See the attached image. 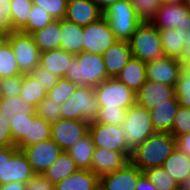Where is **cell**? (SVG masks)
<instances>
[{
    "label": "cell",
    "instance_id": "1",
    "mask_svg": "<svg viewBox=\"0 0 190 190\" xmlns=\"http://www.w3.org/2000/svg\"><path fill=\"white\" fill-rule=\"evenodd\" d=\"M175 147L176 138L171 133L156 132L132 151L130 162L142 172L163 166Z\"/></svg>",
    "mask_w": 190,
    "mask_h": 190
},
{
    "label": "cell",
    "instance_id": "2",
    "mask_svg": "<svg viewBox=\"0 0 190 190\" xmlns=\"http://www.w3.org/2000/svg\"><path fill=\"white\" fill-rule=\"evenodd\" d=\"M64 78L70 79L77 86L95 88L110 77L102 55L83 51L72 58Z\"/></svg>",
    "mask_w": 190,
    "mask_h": 190
},
{
    "label": "cell",
    "instance_id": "3",
    "mask_svg": "<svg viewBox=\"0 0 190 190\" xmlns=\"http://www.w3.org/2000/svg\"><path fill=\"white\" fill-rule=\"evenodd\" d=\"M132 55L148 62L164 57L159 30L150 22H141L128 40Z\"/></svg>",
    "mask_w": 190,
    "mask_h": 190
},
{
    "label": "cell",
    "instance_id": "4",
    "mask_svg": "<svg viewBox=\"0 0 190 190\" xmlns=\"http://www.w3.org/2000/svg\"><path fill=\"white\" fill-rule=\"evenodd\" d=\"M61 118L95 122L98 102L94 88L77 86L76 90L61 105Z\"/></svg>",
    "mask_w": 190,
    "mask_h": 190
},
{
    "label": "cell",
    "instance_id": "5",
    "mask_svg": "<svg viewBox=\"0 0 190 190\" xmlns=\"http://www.w3.org/2000/svg\"><path fill=\"white\" fill-rule=\"evenodd\" d=\"M122 131L128 148L133 151L147 138L156 133L148 109L135 103L126 110Z\"/></svg>",
    "mask_w": 190,
    "mask_h": 190
},
{
    "label": "cell",
    "instance_id": "6",
    "mask_svg": "<svg viewBox=\"0 0 190 190\" xmlns=\"http://www.w3.org/2000/svg\"><path fill=\"white\" fill-rule=\"evenodd\" d=\"M117 40L128 41L141 20L129 0H119L103 12Z\"/></svg>",
    "mask_w": 190,
    "mask_h": 190
},
{
    "label": "cell",
    "instance_id": "7",
    "mask_svg": "<svg viewBox=\"0 0 190 190\" xmlns=\"http://www.w3.org/2000/svg\"><path fill=\"white\" fill-rule=\"evenodd\" d=\"M94 91L99 107L127 110L136 103V93L116 77L103 81Z\"/></svg>",
    "mask_w": 190,
    "mask_h": 190
},
{
    "label": "cell",
    "instance_id": "8",
    "mask_svg": "<svg viewBox=\"0 0 190 190\" xmlns=\"http://www.w3.org/2000/svg\"><path fill=\"white\" fill-rule=\"evenodd\" d=\"M22 74H30L38 65L41 51L31 34L15 31L6 35Z\"/></svg>",
    "mask_w": 190,
    "mask_h": 190
},
{
    "label": "cell",
    "instance_id": "9",
    "mask_svg": "<svg viewBox=\"0 0 190 190\" xmlns=\"http://www.w3.org/2000/svg\"><path fill=\"white\" fill-rule=\"evenodd\" d=\"M83 35V51L99 55H102L117 41L108 21L104 17L83 27Z\"/></svg>",
    "mask_w": 190,
    "mask_h": 190
},
{
    "label": "cell",
    "instance_id": "10",
    "mask_svg": "<svg viewBox=\"0 0 190 190\" xmlns=\"http://www.w3.org/2000/svg\"><path fill=\"white\" fill-rule=\"evenodd\" d=\"M89 124L85 120L61 118L51 123V139L62 151H67L89 133Z\"/></svg>",
    "mask_w": 190,
    "mask_h": 190
},
{
    "label": "cell",
    "instance_id": "11",
    "mask_svg": "<svg viewBox=\"0 0 190 190\" xmlns=\"http://www.w3.org/2000/svg\"><path fill=\"white\" fill-rule=\"evenodd\" d=\"M89 134L92 137L95 147L108 149L115 152H132L122 131V125L102 124L91 122Z\"/></svg>",
    "mask_w": 190,
    "mask_h": 190
},
{
    "label": "cell",
    "instance_id": "12",
    "mask_svg": "<svg viewBox=\"0 0 190 190\" xmlns=\"http://www.w3.org/2000/svg\"><path fill=\"white\" fill-rule=\"evenodd\" d=\"M34 175L35 172L23 150L18 149L15 145L5 147L3 184L11 182H22L26 184Z\"/></svg>",
    "mask_w": 190,
    "mask_h": 190
},
{
    "label": "cell",
    "instance_id": "13",
    "mask_svg": "<svg viewBox=\"0 0 190 190\" xmlns=\"http://www.w3.org/2000/svg\"><path fill=\"white\" fill-rule=\"evenodd\" d=\"M35 174H43L62 153L61 148L50 138L22 149Z\"/></svg>",
    "mask_w": 190,
    "mask_h": 190
},
{
    "label": "cell",
    "instance_id": "14",
    "mask_svg": "<svg viewBox=\"0 0 190 190\" xmlns=\"http://www.w3.org/2000/svg\"><path fill=\"white\" fill-rule=\"evenodd\" d=\"M175 96V86L147 80L136 92V103L152 110L161 103H168Z\"/></svg>",
    "mask_w": 190,
    "mask_h": 190
},
{
    "label": "cell",
    "instance_id": "15",
    "mask_svg": "<svg viewBox=\"0 0 190 190\" xmlns=\"http://www.w3.org/2000/svg\"><path fill=\"white\" fill-rule=\"evenodd\" d=\"M132 152H115L95 147L91 161V171L101 177L121 170L130 162Z\"/></svg>",
    "mask_w": 190,
    "mask_h": 190
},
{
    "label": "cell",
    "instance_id": "16",
    "mask_svg": "<svg viewBox=\"0 0 190 190\" xmlns=\"http://www.w3.org/2000/svg\"><path fill=\"white\" fill-rule=\"evenodd\" d=\"M181 73V64L177 58L164 56L146 62L147 80L176 86Z\"/></svg>",
    "mask_w": 190,
    "mask_h": 190
},
{
    "label": "cell",
    "instance_id": "17",
    "mask_svg": "<svg viewBox=\"0 0 190 190\" xmlns=\"http://www.w3.org/2000/svg\"><path fill=\"white\" fill-rule=\"evenodd\" d=\"M188 15L190 9L184 4H162L150 23L158 30H180L186 24Z\"/></svg>",
    "mask_w": 190,
    "mask_h": 190
},
{
    "label": "cell",
    "instance_id": "18",
    "mask_svg": "<svg viewBox=\"0 0 190 190\" xmlns=\"http://www.w3.org/2000/svg\"><path fill=\"white\" fill-rule=\"evenodd\" d=\"M143 172L128 162L121 170L100 177L104 190H136L139 177Z\"/></svg>",
    "mask_w": 190,
    "mask_h": 190
},
{
    "label": "cell",
    "instance_id": "19",
    "mask_svg": "<svg viewBox=\"0 0 190 190\" xmlns=\"http://www.w3.org/2000/svg\"><path fill=\"white\" fill-rule=\"evenodd\" d=\"M103 17V12L91 0H68L64 19L85 27Z\"/></svg>",
    "mask_w": 190,
    "mask_h": 190
},
{
    "label": "cell",
    "instance_id": "20",
    "mask_svg": "<svg viewBox=\"0 0 190 190\" xmlns=\"http://www.w3.org/2000/svg\"><path fill=\"white\" fill-rule=\"evenodd\" d=\"M107 74L117 77L122 68L133 57L128 41L117 40L102 54Z\"/></svg>",
    "mask_w": 190,
    "mask_h": 190
},
{
    "label": "cell",
    "instance_id": "21",
    "mask_svg": "<svg viewBox=\"0 0 190 190\" xmlns=\"http://www.w3.org/2000/svg\"><path fill=\"white\" fill-rule=\"evenodd\" d=\"M163 168L178 184L190 185V157L177 146L164 161Z\"/></svg>",
    "mask_w": 190,
    "mask_h": 190
},
{
    "label": "cell",
    "instance_id": "22",
    "mask_svg": "<svg viewBox=\"0 0 190 190\" xmlns=\"http://www.w3.org/2000/svg\"><path fill=\"white\" fill-rule=\"evenodd\" d=\"M179 107V101L175 96L173 99L168 100V103H161L152 110H149L151 122L156 132H171L174 118Z\"/></svg>",
    "mask_w": 190,
    "mask_h": 190
},
{
    "label": "cell",
    "instance_id": "23",
    "mask_svg": "<svg viewBox=\"0 0 190 190\" xmlns=\"http://www.w3.org/2000/svg\"><path fill=\"white\" fill-rule=\"evenodd\" d=\"M100 184V177L91 170L78 169L54 185V190H94Z\"/></svg>",
    "mask_w": 190,
    "mask_h": 190
},
{
    "label": "cell",
    "instance_id": "24",
    "mask_svg": "<svg viewBox=\"0 0 190 190\" xmlns=\"http://www.w3.org/2000/svg\"><path fill=\"white\" fill-rule=\"evenodd\" d=\"M116 78L136 93L147 81L146 62L132 57Z\"/></svg>",
    "mask_w": 190,
    "mask_h": 190
},
{
    "label": "cell",
    "instance_id": "25",
    "mask_svg": "<svg viewBox=\"0 0 190 190\" xmlns=\"http://www.w3.org/2000/svg\"><path fill=\"white\" fill-rule=\"evenodd\" d=\"M83 27L66 19L61 20L60 49L77 55L83 52Z\"/></svg>",
    "mask_w": 190,
    "mask_h": 190
},
{
    "label": "cell",
    "instance_id": "26",
    "mask_svg": "<svg viewBox=\"0 0 190 190\" xmlns=\"http://www.w3.org/2000/svg\"><path fill=\"white\" fill-rule=\"evenodd\" d=\"M74 56V54L62 49L43 51L41 52L39 65L62 78L65 77L67 68Z\"/></svg>",
    "mask_w": 190,
    "mask_h": 190
},
{
    "label": "cell",
    "instance_id": "27",
    "mask_svg": "<svg viewBox=\"0 0 190 190\" xmlns=\"http://www.w3.org/2000/svg\"><path fill=\"white\" fill-rule=\"evenodd\" d=\"M32 37L41 52L60 49L61 20H53L44 28L33 32Z\"/></svg>",
    "mask_w": 190,
    "mask_h": 190
},
{
    "label": "cell",
    "instance_id": "28",
    "mask_svg": "<svg viewBox=\"0 0 190 190\" xmlns=\"http://www.w3.org/2000/svg\"><path fill=\"white\" fill-rule=\"evenodd\" d=\"M95 150L92 137L88 133L83 138L76 141V143L66 152L74 160L78 169L91 170L92 155Z\"/></svg>",
    "mask_w": 190,
    "mask_h": 190
},
{
    "label": "cell",
    "instance_id": "29",
    "mask_svg": "<svg viewBox=\"0 0 190 190\" xmlns=\"http://www.w3.org/2000/svg\"><path fill=\"white\" fill-rule=\"evenodd\" d=\"M78 170L74 160L62 151L57 160L43 173L54 185Z\"/></svg>",
    "mask_w": 190,
    "mask_h": 190
},
{
    "label": "cell",
    "instance_id": "30",
    "mask_svg": "<svg viewBox=\"0 0 190 190\" xmlns=\"http://www.w3.org/2000/svg\"><path fill=\"white\" fill-rule=\"evenodd\" d=\"M51 138V123L36 116L30 121L29 137H25L18 145V149L39 143Z\"/></svg>",
    "mask_w": 190,
    "mask_h": 190
},
{
    "label": "cell",
    "instance_id": "31",
    "mask_svg": "<svg viewBox=\"0 0 190 190\" xmlns=\"http://www.w3.org/2000/svg\"><path fill=\"white\" fill-rule=\"evenodd\" d=\"M165 56L177 58L184 46V33L182 29L159 30Z\"/></svg>",
    "mask_w": 190,
    "mask_h": 190
},
{
    "label": "cell",
    "instance_id": "32",
    "mask_svg": "<svg viewBox=\"0 0 190 190\" xmlns=\"http://www.w3.org/2000/svg\"><path fill=\"white\" fill-rule=\"evenodd\" d=\"M19 95L36 108L47 96V92L39 81L33 78L30 74H24Z\"/></svg>",
    "mask_w": 190,
    "mask_h": 190
},
{
    "label": "cell",
    "instance_id": "33",
    "mask_svg": "<svg viewBox=\"0 0 190 190\" xmlns=\"http://www.w3.org/2000/svg\"><path fill=\"white\" fill-rule=\"evenodd\" d=\"M35 107L29 104L20 95L9 98L0 97V115L7 117L8 120L17 113L36 114Z\"/></svg>",
    "mask_w": 190,
    "mask_h": 190
},
{
    "label": "cell",
    "instance_id": "34",
    "mask_svg": "<svg viewBox=\"0 0 190 190\" xmlns=\"http://www.w3.org/2000/svg\"><path fill=\"white\" fill-rule=\"evenodd\" d=\"M22 74L13 49L5 39L0 45V79Z\"/></svg>",
    "mask_w": 190,
    "mask_h": 190
},
{
    "label": "cell",
    "instance_id": "35",
    "mask_svg": "<svg viewBox=\"0 0 190 190\" xmlns=\"http://www.w3.org/2000/svg\"><path fill=\"white\" fill-rule=\"evenodd\" d=\"M36 114L17 113L10 119V130L13 143L17 146L25 137H29L30 121H33Z\"/></svg>",
    "mask_w": 190,
    "mask_h": 190
},
{
    "label": "cell",
    "instance_id": "36",
    "mask_svg": "<svg viewBox=\"0 0 190 190\" xmlns=\"http://www.w3.org/2000/svg\"><path fill=\"white\" fill-rule=\"evenodd\" d=\"M54 18L42 7L33 4L28 22L19 30L23 33L32 34L51 23Z\"/></svg>",
    "mask_w": 190,
    "mask_h": 190
},
{
    "label": "cell",
    "instance_id": "37",
    "mask_svg": "<svg viewBox=\"0 0 190 190\" xmlns=\"http://www.w3.org/2000/svg\"><path fill=\"white\" fill-rule=\"evenodd\" d=\"M32 5L31 0H11L12 24L17 31L28 22Z\"/></svg>",
    "mask_w": 190,
    "mask_h": 190
},
{
    "label": "cell",
    "instance_id": "38",
    "mask_svg": "<svg viewBox=\"0 0 190 190\" xmlns=\"http://www.w3.org/2000/svg\"><path fill=\"white\" fill-rule=\"evenodd\" d=\"M143 173L159 190H171L178 185L163 166L149 168Z\"/></svg>",
    "mask_w": 190,
    "mask_h": 190
},
{
    "label": "cell",
    "instance_id": "39",
    "mask_svg": "<svg viewBox=\"0 0 190 190\" xmlns=\"http://www.w3.org/2000/svg\"><path fill=\"white\" fill-rule=\"evenodd\" d=\"M141 22H151L162 5L161 0H129Z\"/></svg>",
    "mask_w": 190,
    "mask_h": 190
},
{
    "label": "cell",
    "instance_id": "40",
    "mask_svg": "<svg viewBox=\"0 0 190 190\" xmlns=\"http://www.w3.org/2000/svg\"><path fill=\"white\" fill-rule=\"evenodd\" d=\"M77 85L70 79L64 77L58 80V83L50 89L47 97L53 99L55 103L62 104L76 90Z\"/></svg>",
    "mask_w": 190,
    "mask_h": 190
},
{
    "label": "cell",
    "instance_id": "41",
    "mask_svg": "<svg viewBox=\"0 0 190 190\" xmlns=\"http://www.w3.org/2000/svg\"><path fill=\"white\" fill-rule=\"evenodd\" d=\"M61 104L55 103L53 99L47 96L35 108L36 116L52 123L61 119Z\"/></svg>",
    "mask_w": 190,
    "mask_h": 190
},
{
    "label": "cell",
    "instance_id": "42",
    "mask_svg": "<svg viewBox=\"0 0 190 190\" xmlns=\"http://www.w3.org/2000/svg\"><path fill=\"white\" fill-rule=\"evenodd\" d=\"M176 139L190 133V108L179 107L170 132Z\"/></svg>",
    "mask_w": 190,
    "mask_h": 190
},
{
    "label": "cell",
    "instance_id": "43",
    "mask_svg": "<svg viewBox=\"0 0 190 190\" xmlns=\"http://www.w3.org/2000/svg\"><path fill=\"white\" fill-rule=\"evenodd\" d=\"M33 4L42 7L55 20H62L66 14L68 0H31Z\"/></svg>",
    "mask_w": 190,
    "mask_h": 190
},
{
    "label": "cell",
    "instance_id": "44",
    "mask_svg": "<svg viewBox=\"0 0 190 190\" xmlns=\"http://www.w3.org/2000/svg\"><path fill=\"white\" fill-rule=\"evenodd\" d=\"M125 114V109H107V107H99L95 122L115 126L122 125Z\"/></svg>",
    "mask_w": 190,
    "mask_h": 190
},
{
    "label": "cell",
    "instance_id": "45",
    "mask_svg": "<svg viewBox=\"0 0 190 190\" xmlns=\"http://www.w3.org/2000/svg\"><path fill=\"white\" fill-rule=\"evenodd\" d=\"M24 74L0 79V97L9 98L20 94Z\"/></svg>",
    "mask_w": 190,
    "mask_h": 190
},
{
    "label": "cell",
    "instance_id": "46",
    "mask_svg": "<svg viewBox=\"0 0 190 190\" xmlns=\"http://www.w3.org/2000/svg\"><path fill=\"white\" fill-rule=\"evenodd\" d=\"M175 92L179 105L184 108H190V78L182 72L177 80Z\"/></svg>",
    "mask_w": 190,
    "mask_h": 190
},
{
    "label": "cell",
    "instance_id": "47",
    "mask_svg": "<svg viewBox=\"0 0 190 190\" xmlns=\"http://www.w3.org/2000/svg\"><path fill=\"white\" fill-rule=\"evenodd\" d=\"M30 75L39 81L43 85L45 91L48 93L52 87H54L60 77L56 76L54 73L38 65Z\"/></svg>",
    "mask_w": 190,
    "mask_h": 190
},
{
    "label": "cell",
    "instance_id": "48",
    "mask_svg": "<svg viewBox=\"0 0 190 190\" xmlns=\"http://www.w3.org/2000/svg\"><path fill=\"white\" fill-rule=\"evenodd\" d=\"M11 0H0V31L5 35L17 31L12 24Z\"/></svg>",
    "mask_w": 190,
    "mask_h": 190
},
{
    "label": "cell",
    "instance_id": "49",
    "mask_svg": "<svg viewBox=\"0 0 190 190\" xmlns=\"http://www.w3.org/2000/svg\"><path fill=\"white\" fill-rule=\"evenodd\" d=\"M182 32L184 33V46L180 55L177 57L181 65L190 61V15L187 16L186 24L182 28Z\"/></svg>",
    "mask_w": 190,
    "mask_h": 190
},
{
    "label": "cell",
    "instance_id": "50",
    "mask_svg": "<svg viewBox=\"0 0 190 190\" xmlns=\"http://www.w3.org/2000/svg\"><path fill=\"white\" fill-rule=\"evenodd\" d=\"M26 190H54V184L48 180L43 174H35L25 184Z\"/></svg>",
    "mask_w": 190,
    "mask_h": 190
},
{
    "label": "cell",
    "instance_id": "51",
    "mask_svg": "<svg viewBox=\"0 0 190 190\" xmlns=\"http://www.w3.org/2000/svg\"><path fill=\"white\" fill-rule=\"evenodd\" d=\"M13 139L10 130V120L0 115V148L13 146Z\"/></svg>",
    "mask_w": 190,
    "mask_h": 190
},
{
    "label": "cell",
    "instance_id": "52",
    "mask_svg": "<svg viewBox=\"0 0 190 190\" xmlns=\"http://www.w3.org/2000/svg\"><path fill=\"white\" fill-rule=\"evenodd\" d=\"M176 146L185 154L190 157V133L185 135H180L176 139Z\"/></svg>",
    "mask_w": 190,
    "mask_h": 190
},
{
    "label": "cell",
    "instance_id": "53",
    "mask_svg": "<svg viewBox=\"0 0 190 190\" xmlns=\"http://www.w3.org/2000/svg\"><path fill=\"white\" fill-rule=\"evenodd\" d=\"M136 190H159L143 173L136 185Z\"/></svg>",
    "mask_w": 190,
    "mask_h": 190
},
{
    "label": "cell",
    "instance_id": "54",
    "mask_svg": "<svg viewBox=\"0 0 190 190\" xmlns=\"http://www.w3.org/2000/svg\"><path fill=\"white\" fill-rule=\"evenodd\" d=\"M0 190H26L25 183L11 182L0 185Z\"/></svg>",
    "mask_w": 190,
    "mask_h": 190
},
{
    "label": "cell",
    "instance_id": "55",
    "mask_svg": "<svg viewBox=\"0 0 190 190\" xmlns=\"http://www.w3.org/2000/svg\"><path fill=\"white\" fill-rule=\"evenodd\" d=\"M102 12L119 0H91Z\"/></svg>",
    "mask_w": 190,
    "mask_h": 190
},
{
    "label": "cell",
    "instance_id": "56",
    "mask_svg": "<svg viewBox=\"0 0 190 190\" xmlns=\"http://www.w3.org/2000/svg\"><path fill=\"white\" fill-rule=\"evenodd\" d=\"M5 169V147L0 148V185L3 184Z\"/></svg>",
    "mask_w": 190,
    "mask_h": 190
},
{
    "label": "cell",
    "instance_id": "57",
    "mask_svg": "<svg viewBox=\"0 0 190 190\" xmlns=\"http://www.w3.org/2000/svg\"><path fill=\"white\" fill-rule=\"evenodd\" d=\"M181 72L190 78V61L181 65Z\"/></svg>",
    "mask_w": 190,
    "mask_h": 190
},
{
    "label": "cell",
    "instance_id": "58",
    "mask_svg": "<svg viewBox=\"0 0 190 190\" xmlns=\"http://www.w3.org/2000/svg\"><path fill=\"white\" fill-rule=\"evenodd\" d=\"M162 4H184V0H161Z\"/></svg>",
    "mask_w": 190,
    "mask_h": 190
},
{
    "label": "cell",
    "instance_id": "59",
    "mask_svg": "<svg viewBox=\"0 0 190 190\" xmlns=\"http://www.w3.org/2000/svg\"><path fill=\"white\" fill-rule=\"evenodd\" d=\"M171 190H189V185L178 184L175 188Z\"/></svg>",
    "mask_w": 190,
    "mask_h": 190
},
{
    "label": "cell",
    "instance_id": "60",
    "mask_svg": "<svg viewBox=\"0 0 190 190\" xmlns=\"http://www.w3.org/2000/svg\"><path fill=\"white\" fill-rule=\"evenodd\" d=\"M6 39V35L0 31V45Z\"/></svg>",
    "mask_w": 190,
    "mask_h": 190
},
{
    "label": "cell",
    "instance_id": "61",
    "mask_svg": "<svg viewBox=\"0 0 190 190\" xmlns=\"http://www.w3.org/2000/svg\"><path fill=\"white\" fill-rule=\"evenodd\" d=\"M184 5L190 9V0H184Z\"/></svg>",
    "mask_w": 190,
    "mask_h": 190
},
{
    "label": "cell",
    "instance_id": "62",
    "mask_svg": "<svg viewBox=\"0 0 190 190\" xmlns=\"http://www.w3.org/2000/svg\"><path fill=\"white\" fill-rule=\"evenodd\" d=\"M94 190H104L102 186L99 184Z\"/></svg>",
    "mask_w": 190,
    "mask_h": 190
}]
</instances>
